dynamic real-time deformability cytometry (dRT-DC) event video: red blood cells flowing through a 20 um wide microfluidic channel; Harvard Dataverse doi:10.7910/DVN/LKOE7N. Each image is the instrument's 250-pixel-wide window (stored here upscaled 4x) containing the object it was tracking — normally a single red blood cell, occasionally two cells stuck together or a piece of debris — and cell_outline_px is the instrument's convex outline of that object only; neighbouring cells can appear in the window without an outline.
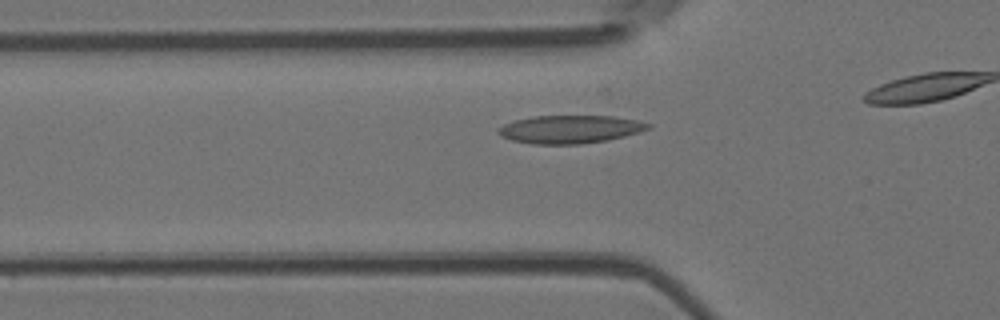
{"species": "Egyptian fruit bat (a non-hibernating species)", "species_latin": "Rousettus aegyptiacus", "temperature_condition": "room temperature", "stored_images_in_passage": 13, "camera_frame_rate_fps": 3000, "um_per_image_px": 0.085, "animal": {"sex": "female"}, "frame": {"image": 1, "passage_image": 8, "time_ms": 2.333, "image_size_px": [1000, 320], "cell_outline_px": [[652, 124], [648, 128], [624, 136], [608, 140], [580, 144], [532, 144], [512, 140], [500, 136], [496, 132], [496, 128], [504, 124], [516, 120], [532, 116], [612, 116], [636, 120]], "centroid_in_image_um": [48.38, 10.99], "position_along_channel_um": 77.4, "area_um2": 24.39}}
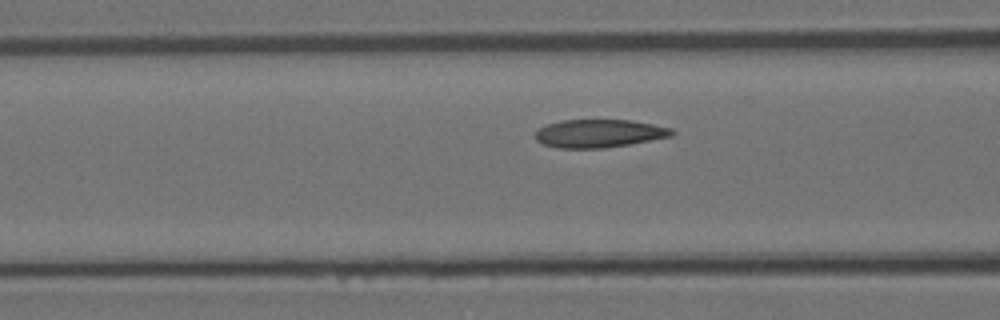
{"frame": {"image": 2, "passage_image": 11, "time_ms": 3.333, "image_size_px": [1000, 320], "cell_outline_px": [[676, 132], [672, 136], [628, 144], [604, 148], [556, 148], [544, 144], [536, 140], [536, 132], [540, 128], [548, 124], [560, 120], [632, 120], [672, 128]], "centroid_in_image_um": [50.94, 11.34], "position_along_channel_um": 115.7, "area_um2": 22.25}}